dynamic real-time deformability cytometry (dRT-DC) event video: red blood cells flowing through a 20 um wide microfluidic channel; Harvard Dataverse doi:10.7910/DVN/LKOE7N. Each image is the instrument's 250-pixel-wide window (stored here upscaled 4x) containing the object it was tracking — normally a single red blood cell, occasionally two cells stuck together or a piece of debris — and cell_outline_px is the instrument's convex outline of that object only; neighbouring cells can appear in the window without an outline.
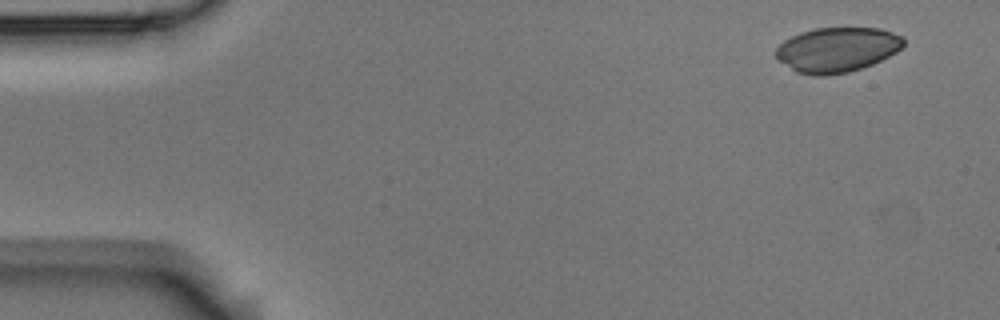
{"species": "Egyptian fruit bat (a non-hibernating species)", "species_latin": "Rousettus aegyptiacus", "temperature_condition": "room temperature", "stored_images_in_passage": 13, "camera_frame_rate_fps": 3000, "um_per_image_px": 0.085, "animal": {"sex": "male"}, "frame": {"image": 1, "passage_image": 1, "time_ms": 0.0, "image_size_px": [1000, 320], "cell_outline_px": [[904, 44], [896, 52], [872, 64], [848, 72], [824, 76], [812, 76], [796, 72], [776, 60], [776, 48], [784, 40], [800, 32], [816, 28], [880, 28], [904, 36]], "centroid_in_image_um": [71.12, 4.23], "position_along_channel_um": 13.9, "area_um2": 33.47}}